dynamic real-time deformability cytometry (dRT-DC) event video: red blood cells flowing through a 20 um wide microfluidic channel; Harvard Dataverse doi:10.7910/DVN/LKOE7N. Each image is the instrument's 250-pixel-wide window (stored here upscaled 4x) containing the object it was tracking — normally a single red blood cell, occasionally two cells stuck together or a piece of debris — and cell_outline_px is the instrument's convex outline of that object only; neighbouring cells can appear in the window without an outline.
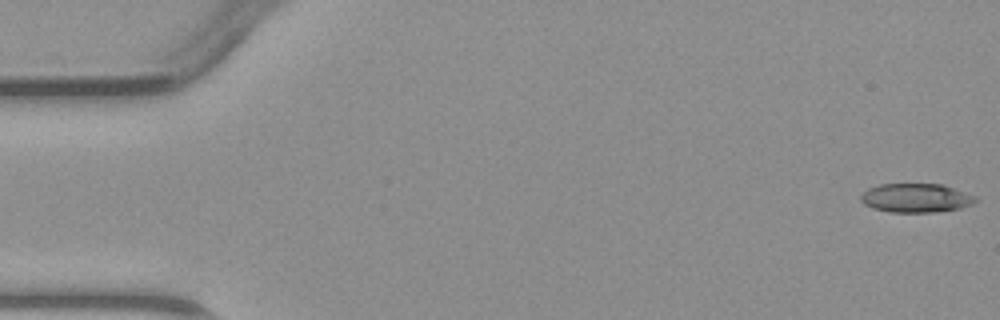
{"species": "common noctule bat (a hibernating species)", "species_latin": "Nyctalus noctula", "temperature_condition": "warm", "stored_images_in_passage": 4, "camera_frame_rate_fps": 3000, "um_per_image_px": 0.085, "animal": {"sex": "male", "body_mass_g": 23.1, "forearm_length_mm": 52.7}, "frame": {"image": 1, "passage_image": 1, "time_ms": 0.0, "image_size_px": [1000, 320], "cell_outline_px": [[980, 200], [972, 204], [960, 208], [932, 212], [892, 212], [872, 208], [864, 204], [860, 200], [860, 196], [868, 188], [880, 184], [940, 184], [976, 196]], "centroid_in_image_um": [77.85, 16.83], "position_along_channel_um": 7.2, "area_um2": 19.25}}
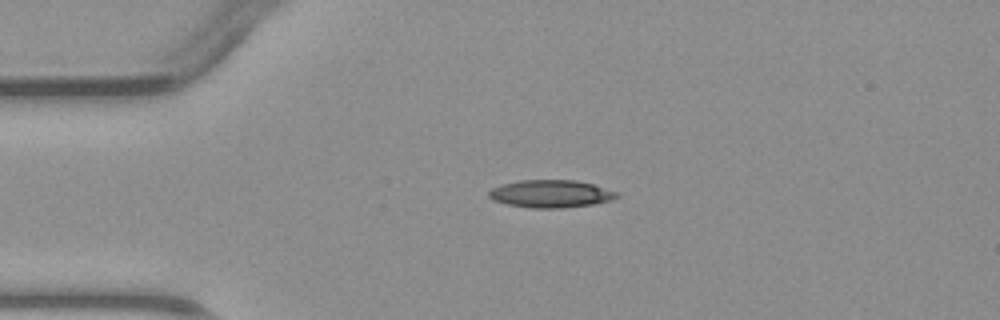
{"frame": {"image": 2, "passage_image": 4, "time_ms": 3.333, "image_size_px": [1000, 320], "cell_outline_px": [[620, 196], [612, 200], [592, 204], [564, 208], [532, 208], [508, 204], [492, 200], [488, 196], [488, 192], [492, 188], [500, 184], [520, 180], [576, 180], [592, 184], [620, 192]], "centroid_in_image_um": [46.83, 16.47], "position_along_channel_um": 38.2, "area_um2": 20.75}}